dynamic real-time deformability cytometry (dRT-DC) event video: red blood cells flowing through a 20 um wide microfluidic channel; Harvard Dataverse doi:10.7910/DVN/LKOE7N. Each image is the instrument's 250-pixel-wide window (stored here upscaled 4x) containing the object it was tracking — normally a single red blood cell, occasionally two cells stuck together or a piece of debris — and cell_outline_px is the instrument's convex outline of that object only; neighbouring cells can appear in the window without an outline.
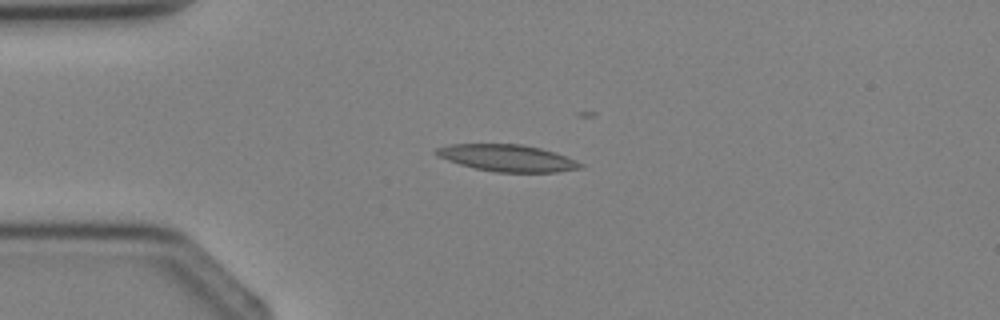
{"species": "Egyptian fruit bat (a non-hibernating species)", "species_latin": "Rousettus aegyptiacus", "temperature_condition": "cold", "stored_images_in_passage": 1, "camera_frame_rate_fps": 3000, "um_per_image_px": 0.085, "animal": {"sex": "female"}, "frame": {"image": 1, "passage_image": 1, "time_ms": 0.0, "image_size_px": [1000, 320], "cell_outline_px": [[584, 168], [556, 172], [496, 172], [476, 168], [460, 164], [448, 160], [432, 152], [436, 148], [452, 144], [520, 144], [540, 148], [576, 160], [584, 164]], "centroid_in_image_um": [43.14, 13.43], "position_along_channel_um": 41.9, "area_um2": 22.31}}